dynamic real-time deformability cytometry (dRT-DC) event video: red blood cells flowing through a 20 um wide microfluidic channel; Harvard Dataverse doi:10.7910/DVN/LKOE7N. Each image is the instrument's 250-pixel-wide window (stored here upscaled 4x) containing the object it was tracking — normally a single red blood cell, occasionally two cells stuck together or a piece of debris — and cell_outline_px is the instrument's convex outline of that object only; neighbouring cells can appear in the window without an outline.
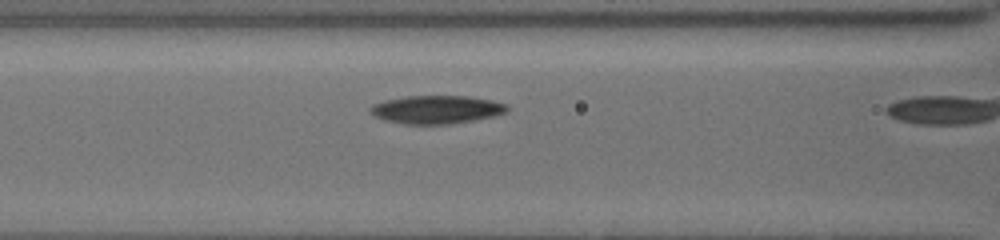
{"species": "common noctule bat (a hibernating species)", "species_latin": "Nyctalus noctula", "temperature_condition": "cold", "stored_images_in_passage": 5, "camera_frame_rate_fps": 3000, "um_per_image_px": 0.085, "animal": {"sex": "female", "body_mass_g": 19.5, "forearm_length_mm": 54.1}, "frame": {"image": 1, "passage_image": 4, "time_ms": 2.667, "image_size_px": [1000, 240], "cell_outline_px": [[508, 112], [492, 116], [472, 120], [448, 124], [404, 124], [384, 120], [376, 116], [368, 108], [372, 104], [384, 100], [404, 96], [468, 96], [492, 100], [508, 104]], "centroid_in_image_um": [37.1, 9.3], "position_along_channel_um": 129.5, "area_um2": 22.48}}